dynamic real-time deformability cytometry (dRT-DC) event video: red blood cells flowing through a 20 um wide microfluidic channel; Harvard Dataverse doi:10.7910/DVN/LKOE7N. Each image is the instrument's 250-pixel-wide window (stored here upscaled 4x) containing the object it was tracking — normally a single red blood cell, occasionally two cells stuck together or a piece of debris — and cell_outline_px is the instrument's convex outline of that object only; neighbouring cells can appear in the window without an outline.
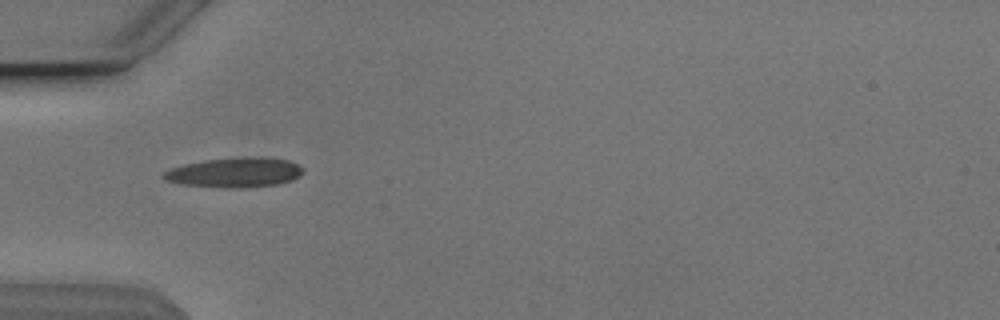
{"species": "Egyptian fruit bat (a non-hibernating species)", "species_latin": "Rousettus aegyptiacus", "temperature_condition": "cold", "stored_images_in_passage": 33, "camera_frame_rate_fps": 3000, "um_per_image_px": 0.085, "animal": {"sex": "male"}, "frame": {"image": 1, "passage_image": 1, "time_ms": 0.0, "image_size_px": [1000, 320], "cell_outline_px": [[304, 172], [300, 176], [292, 180], [276, 184], [240, 188], [228, 188], [180, 184], [168, 180], [160, 176], [164, 172], [172, 168], [184, 164], [204, 160], [248, 156], [264, 156], [288, 160], [304, 168]], "centroid_in_image_um": [19.99, 14.64], "position_along_channel_um": 65.0, "area_um2": 24.33}}
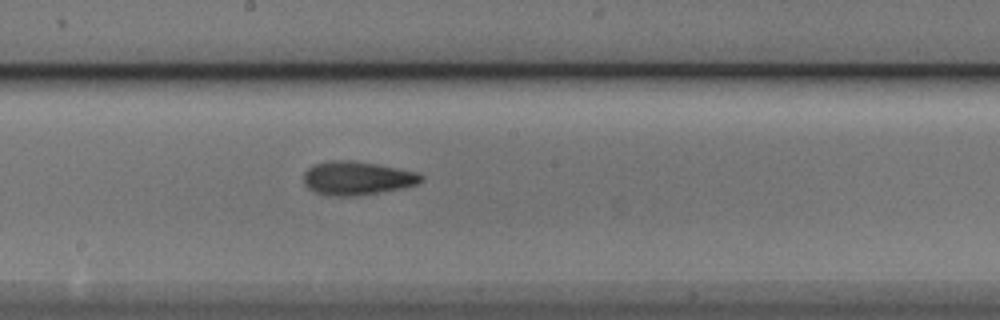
{"frame": {"image": 2, "passage_image": 13, "time_ms": 4.0, "image_size_px": [1000, 320], "cell_outline_px": [[424, 180], [416, 184], [404, 188], [356, 196], [332, 196], [316, 192], [308, 188], [304, 184], [304, 172], [308, 168], [316, 164], [332, 160], [352, 160], [376, 164], [416, 172], [424, 176]], "centroid_in_image_um": [30.36, 15.15], "position_along_channel_um": 217.8, "area_um2": 22.95}}
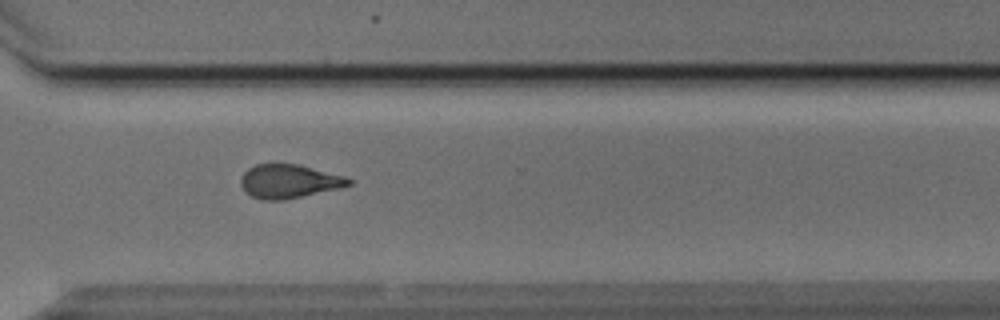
{"frame": {"image": 3, "passage_image": 23, "time_ms": 7.333, "image_size_px": [1000, 320], "cell_outline_px": [[352, 184], [340, 188], [284, 200], [264, 200], [252, 196], [244, 192], [240, 184], [240, 180], [244, 172], [248, 168], [256, 164], [300, 164], [344, 176], [352, 180]], "centroid_in_image_um": [24.55, 15.41], "position_along_channel_um": 346.1, "area_um2": 21.27}, "authors_computed_cell_mechanics": {"area_um2": 21.5594, "velocity_mm_per_s": 3.8539, "shape_relaxation_time_tau1_ms": 5.9843, "shape_relaxation_time_tau2_ms": 3.6242, "deformation_change_tau1": 0.1815, "deformation_change_tau2": 0.1221}}